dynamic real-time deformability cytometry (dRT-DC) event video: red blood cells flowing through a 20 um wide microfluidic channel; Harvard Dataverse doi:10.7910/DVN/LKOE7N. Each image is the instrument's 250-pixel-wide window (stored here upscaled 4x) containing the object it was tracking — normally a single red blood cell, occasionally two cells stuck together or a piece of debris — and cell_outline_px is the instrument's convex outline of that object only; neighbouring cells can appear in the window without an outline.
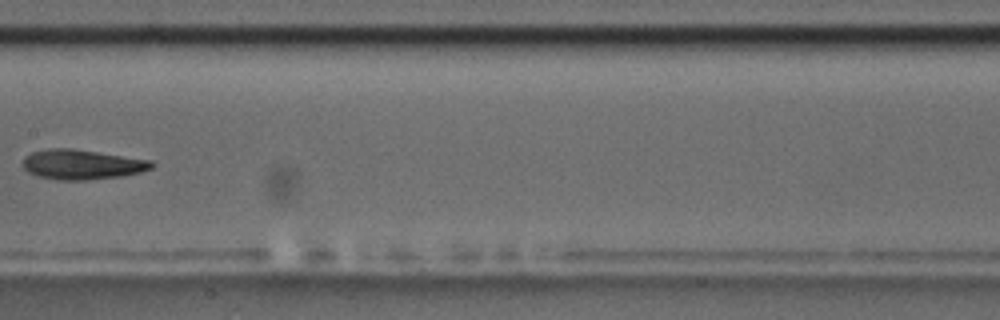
{"species": "common noctule bat (a hibernating species)", "species_latin": "Nyctalus noctula", "temperature_condition": "room temperature", "stored_images_in_passage": 9, "camera_frame_rate_fps": 3000, "um_per_image_px": 0.085, "animal": {"sex": "male", "body_mass_g": 17.5, "forearm_length_mm": 52.3}, "frame": {"image": 1, "passage_image": 8, "time_ms": 8.333, "image_size_px": [1000, 320], "cell_outline_px": [[156, 164], [152, 168], [140, 172], [120, 176], [88, 180], [60, 180], [40, 176], [28, 172], [24, 168], [24, 156], [32, 152], [48, 148], [72, 148], [152, 160]], "centroid_in_image_um": [6.99, 13.97], "position_along_channel_um": 200.4, "area_um2": 22.37}}
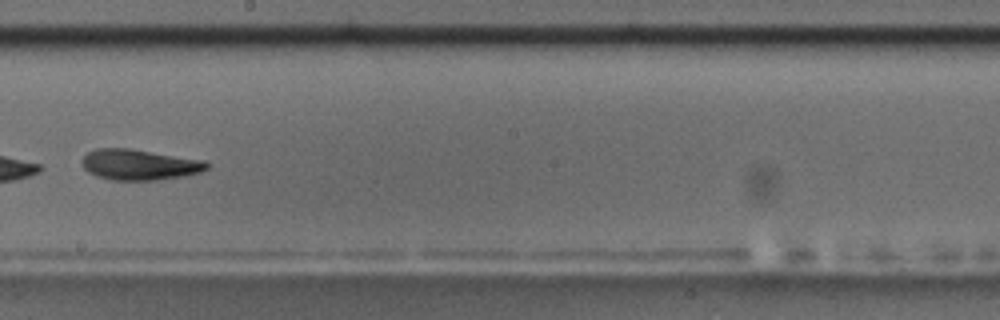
{"frame": {"image": 2, "passage_image": 9, "time_ms": 9.333, "image_size_px": [1000, 320], "cell_outline_px": [[208, 168], [200, 172], [188, 176], [156, 180], [112, 180], [88, 172], [84, 168], [84, 156], [88, 152], [96, 148], [128, 148], [204, 160], [208, 164]], "centroid_in_image_um": [11.89, 14.0], "position_along_channel_um": 236.3, "area_um2": 22.14}}